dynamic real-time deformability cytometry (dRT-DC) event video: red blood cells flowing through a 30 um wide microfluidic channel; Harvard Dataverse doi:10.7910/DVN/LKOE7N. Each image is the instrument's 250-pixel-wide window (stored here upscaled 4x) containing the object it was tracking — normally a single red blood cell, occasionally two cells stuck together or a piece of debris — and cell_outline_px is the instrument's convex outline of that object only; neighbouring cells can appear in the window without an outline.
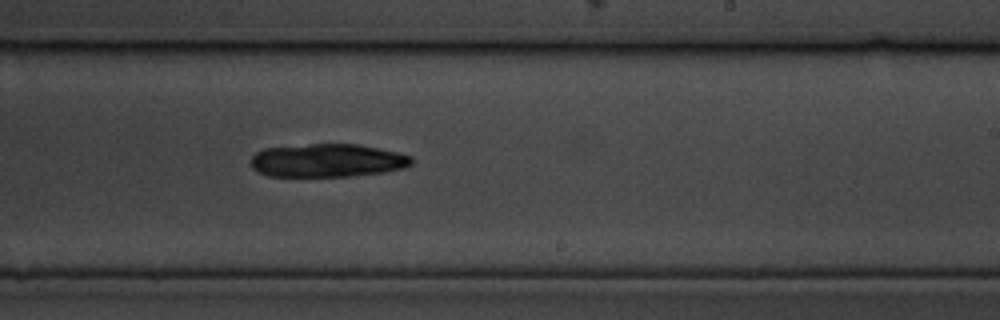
{"species": "common noctule bat (a hibernating species)", "species_latin": "Nyctalus noctula", "temperature_condition": "cold", "stored_images_in_passage": 11, "camera_frame_rate_fps": 3000, "um_per_image_px": 0.085, "animal": {"sex": "male", "body_mass_g": 19.5, "forearm_length_mm": 54.6}, "frame": {"image": 1, "passage_image": 11, "time_ms": 12.667, "image_size_px": [1000, 320], "cell_outline_px": [[412, 164], [404, 168], [384, 172], [348, 176], [268, 176], [256, 172], [252, 168], [252, 156], [256, 152], [264, 148], [312, 144], [360, 144], [396, 152], [412, 156]], "centroid_in_image_um": [27.82, 13.64], "position_along_channel_um": 261.2, "area_um2": 31.15}}